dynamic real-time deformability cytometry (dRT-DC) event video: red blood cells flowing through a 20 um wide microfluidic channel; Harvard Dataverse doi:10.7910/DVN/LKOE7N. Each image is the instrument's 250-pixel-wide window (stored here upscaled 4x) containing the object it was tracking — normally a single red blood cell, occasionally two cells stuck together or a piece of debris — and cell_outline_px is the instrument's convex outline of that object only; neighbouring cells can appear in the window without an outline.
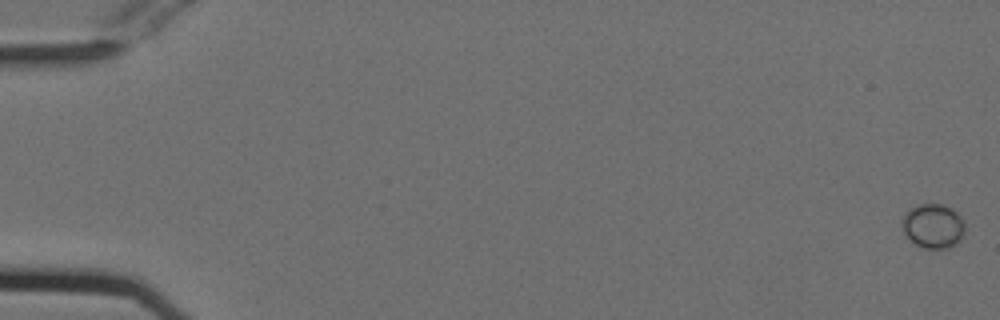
{"species": "Egyptian fruit bat (a non-hibernating species)", "species_latin": "Rousettus aegyptiacus", "temperature_condition": "cold", "stored_images_in_passage": 55, "camera_frame_rate_fps": 3000, "um_per_image_px": 0.085, "animal": {"sex": "female"}, "frame": {"image": 1, "passage_image": 1, "time_ms": 0.0, "image_size_px": [1000, 320], "cell_outline_px": [[964, 236], [956, 244], [948, 248], [924, 248], [916, 244], [904, 232], [900, 224], [904, 216], [912, 208], [920, 204], [940, 204], [952, 208], [964, 220]], "centroid_in_image_um": [79.35, 19.21], "position_along_channel_um": 5.7, "area_um2": 16.13}}
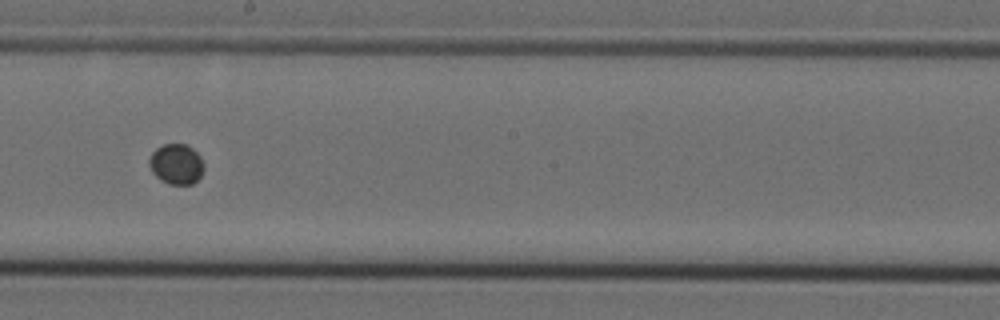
{"frame": {"image": 2, "passage_image": 32, "time_ms": 10.333, "image_size_px": [1000, 320], "cell_outline_px": [[204, 168], [200, 176], [192, 184], [168, 184], [160, 180], [152, 172], [148, 164], [148, 160], [152, 152], [156, 148], [164, 144], [188, 144], [200, 156], [204, 164]], "centroid_in_image_um": [14.97, 13.94], "position_along_channel_um": 233.2, "area_um2": 12.95}}
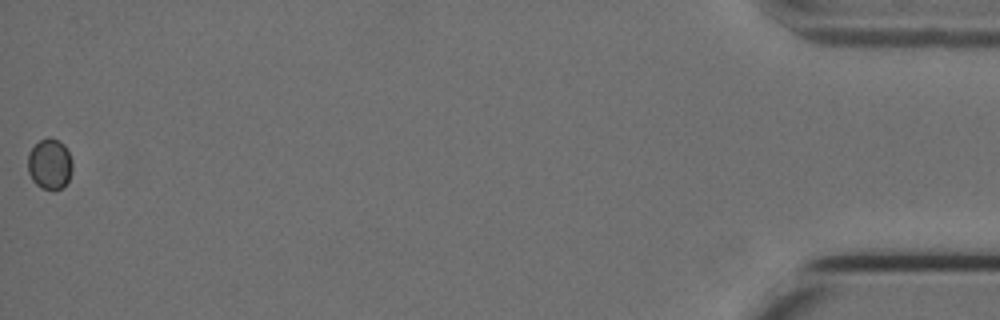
{"frame": {"image": 3, "passage_image": 55, "time_ms": 18.0, "image_size_px": [1000, 320], "cell_outline_px": [[72, 172], [68, 180], [60, 188], [52, 192], [40, 188], [32, 180], [28, 172], [28, 152], [40, 140], [48, 136], [64, 144], [72, 160]], "centroid_in_image_um": [4.22, 13.97], "position_along_channel_um": 431.0, "area_um2": 13.29}}